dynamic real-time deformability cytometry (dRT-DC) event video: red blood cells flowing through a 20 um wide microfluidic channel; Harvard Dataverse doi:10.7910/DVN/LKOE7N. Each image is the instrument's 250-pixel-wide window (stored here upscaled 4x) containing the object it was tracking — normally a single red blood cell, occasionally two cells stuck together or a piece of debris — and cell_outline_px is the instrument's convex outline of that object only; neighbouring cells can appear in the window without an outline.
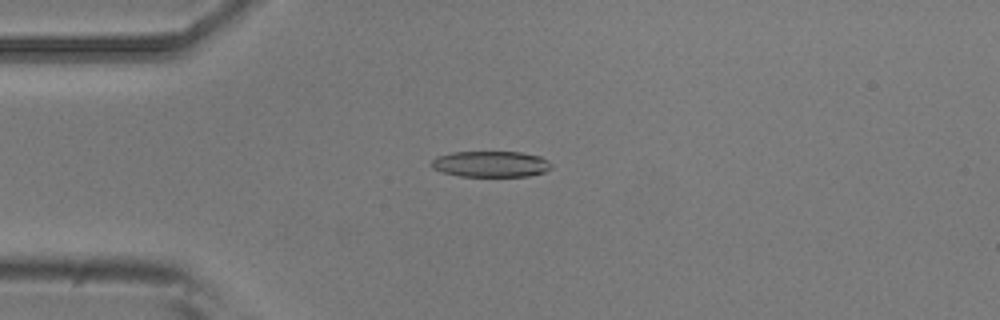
{"species": "common noctule bat (a hibernating species)", "species_latin": "Nyctalus noctula", "temperature_condition": "room temperature", "stored_images_in_passage": 5, "camera_frame_rate_fps": 3000, "um_per_image_px": 0.085, "animal": {"sex": "male", "body_mass_g": 20.5, "forearm_length_mm": 52.5}, "frame": {"image": 1, "passage_image": 4, "time_ms": 1.0, "image_size_px": [1000, 320], "cell_outline_px": [[552, 168], [544, 172], [528, 176], [460, 176], [444, 172], [432, 168], [432, 160], [436, 156], [452, 152], [520, 152], [540, 156], [548, 160], [552, 164]], "centroid_in_image_um": [41.74, 13.94], "position_along_channel_um": 43.3, "area_um2": 18.15}}
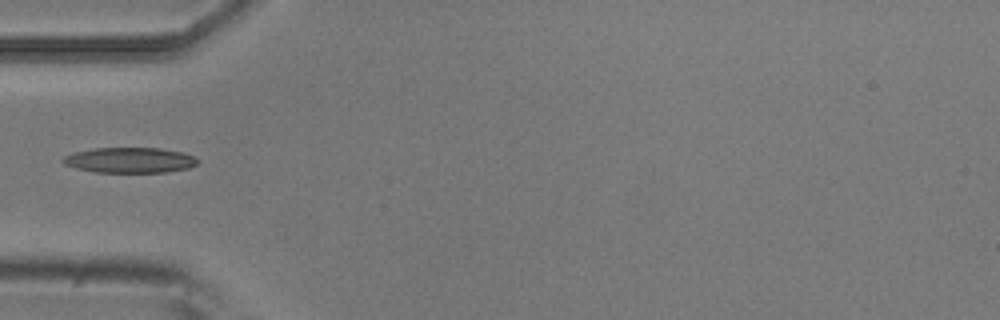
{"frame": {"image": 2, "passage_image": 5, "time_ms": 1.333, "image_size_px": [1000, 320], "cell_outline_px": [[200, 160], [196, 164], [188, 168], [168, 172], [96, 172], [76, 168], [64, 164], [60, 160], [64, 156], [76, 152], [92, 148], [160, 148], [184, 152]], "centroid_in_image_um": [11.04, 13.61], "position_along_channel_um": 74.0, "area_um2": 19.94}}